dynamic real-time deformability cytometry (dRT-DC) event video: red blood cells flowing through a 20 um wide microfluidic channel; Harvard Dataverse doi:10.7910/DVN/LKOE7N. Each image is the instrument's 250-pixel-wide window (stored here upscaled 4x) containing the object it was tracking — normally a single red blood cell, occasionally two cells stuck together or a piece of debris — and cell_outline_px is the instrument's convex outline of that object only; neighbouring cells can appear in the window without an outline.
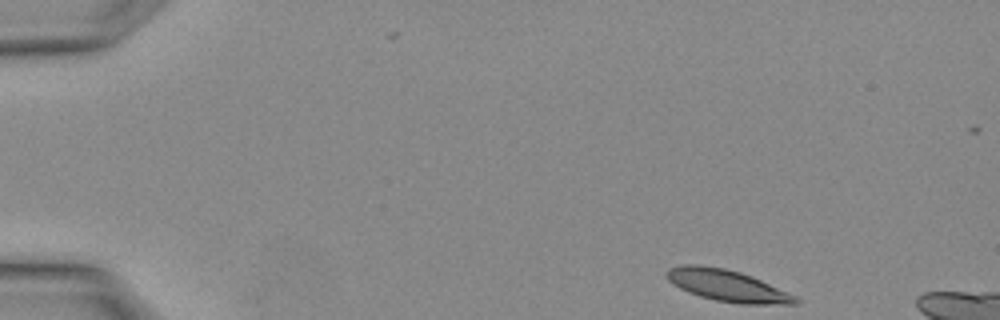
{"species": "Egyptian fruit bat (a non-hibernating species)", "species_latin": "Rousettus aegyptiacus", "temperature_condition": "warm", "stored_images_in_passage": 2, "segment_of_instrument_passage": [2, 2], "camera_frame_rate_fps": 3000, "um_per_image_px": 0.085, "animal": {"sex": "female"}, "frame": {"image": 1, "passage_image": 2, "time_ms": 0.333, "image_size_px": [1000, 320], "cell_outline_px": [[800, 300], [796, 304], [744, 304], [716, 300], [700, 296], [688, 292], [680, 288], [668, 280], [664, 272], [668, 268], [684, 264], [696, 264], [724, 268], [740, 272], [752, 276], [796, 296]], "centroid_in_image_um": [61.79, 24.26], "position_along_channel_um": 23.2, "area_um2": 23.58}}